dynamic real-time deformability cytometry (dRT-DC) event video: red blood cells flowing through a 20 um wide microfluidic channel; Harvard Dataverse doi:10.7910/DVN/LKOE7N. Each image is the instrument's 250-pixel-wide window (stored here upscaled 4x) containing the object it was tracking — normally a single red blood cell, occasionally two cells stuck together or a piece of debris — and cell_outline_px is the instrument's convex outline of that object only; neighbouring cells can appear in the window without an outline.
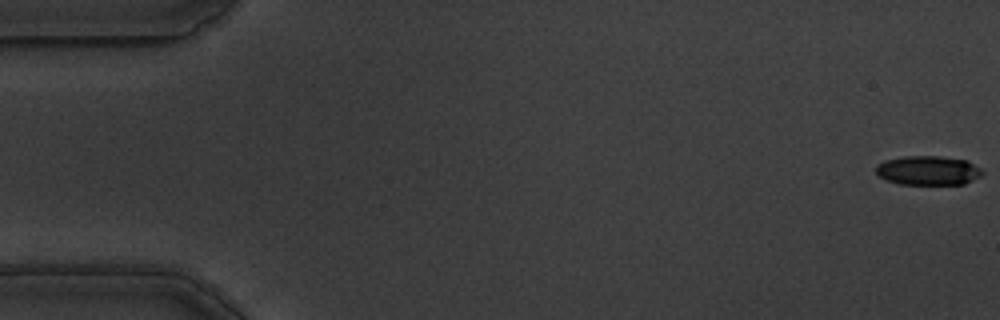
{"species": "common noctule bat (a hibernating species)", "species_latin": "Nyctalus noctula", "temperature_condition": "warm", "stored_images_in_passage": 58, "camera_frame_rate_fps": 3000, "um_per_image_px": 0.085, "animal": {"sex": "male", "body_mass_g": 19.5, "forearm_length_mm": 54.6}, "frame": {"image": 1, "passage_image": 1, "time_ms": 0.0, "image_size_px": [1000, 320], "cell_outline_px": [[984, 172], [980, 176], [964, 184], [900, 184], [888, 180], [880, 176], [876, 172], [876, 164], [888, 160], [904, 156], [940, 156], [968, 160], [980, 168]], "centroid_in_image_um": [78.92, 14.48], "position_along_channel_um": 6.1, "area_um2": 18.03}}
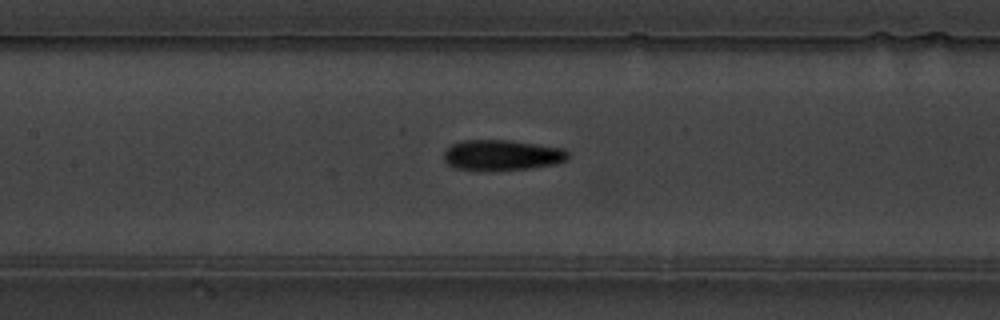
{"frame": {"image": 2, "passage_image": 27, "time_ms": 8.667, "image_size_px": [1000, 320], "cell_outline_px": [[568, 160], [556, 164], [532, 168], [480, 172], [456, 168], [448, 164], [444, 160], [444, 152], [452, 144], [464, 140], [508, 140], [564, 148], [568, 152]], "centroid_in_image_um": [42.67, 13.21], "position_along_channel_um": 164.7, "area_um2": 22.48}}
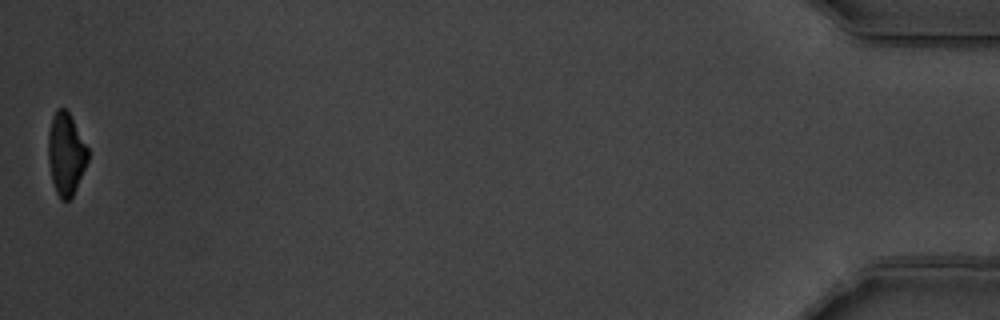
{"frame": {"image": 3, "passage_image": 58, "time_ms": 19.0, "image_size_px": [1000, 320], "cell_outline_px": [[88, 160], [76, 188], [72, 196], [68, 200], [60, 200], [56, 192], [52, 180], [48, 160], [48, 132], [52, 116], [56, 108], [64, 108], [68, 112], [88, 148]], "centroid_in_image_um": [5.59, 13.08], "position_along_channel_um": 429.6, "area_um2": 18.84}, "authors_computed_cell_mechanics": {"area_um2": 21.0103, "velocity_mm_per_s": 3.4992, "shape_relaxation_time_tau1_ms": 3.5464, "shape_relaxation_time_tau2_ms": 4.1271, "deformation_change_tau1": 0.1567, "deformation_change_tau2": 0.1265}}